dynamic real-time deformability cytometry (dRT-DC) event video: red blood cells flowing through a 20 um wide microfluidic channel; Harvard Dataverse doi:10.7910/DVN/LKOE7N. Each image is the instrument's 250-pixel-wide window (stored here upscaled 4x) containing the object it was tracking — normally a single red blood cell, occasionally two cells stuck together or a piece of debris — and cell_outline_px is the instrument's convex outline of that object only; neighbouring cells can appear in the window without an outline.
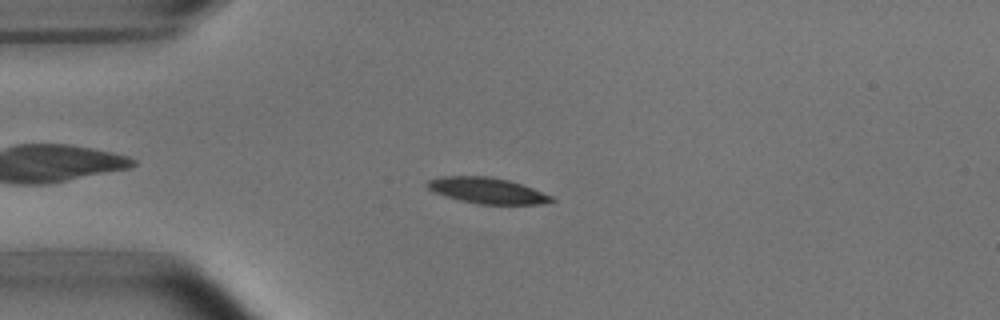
{"species": "common noctule bat (a hibernating species)", "species_latin": "Nyctalus noctula", "temperature_condition": "room temperature", "stored_images_in_passage": 41, "camera_frame_rate_fps": 3000, "um_per_image_px": 0.085, "animal": {"sex": "male", "body_mass_g": 15.6}, "frame": {"image": 1, "passage_image": 1, "time_ms": 0.0, "image_size_px": [1000, 320], "cell_outline_px": [[556, 200], [544, 204], [480, 204], [460, 200], [444, 196], [428, 188], [424, 184], [428, 180], [440, 176], [488, 176], [508, 180], [532, 188], [552, 196]], "centroid_in_image_um": [41.39, 16.19], "position_along_channel_um": 43.6, "area_um2": 18.67}}
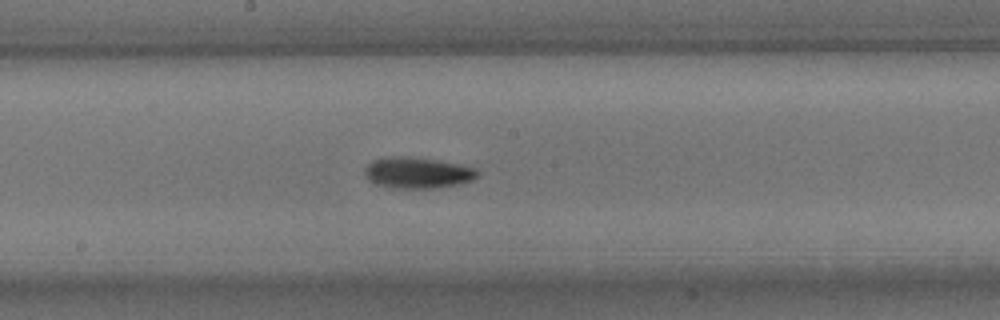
{"frame": {"image": 2, "passage_image": 16, "time_ms": 5.0, "image_size_px": [1000, 320], "cell_outline_px": [[480, 172], [472, 180], [460, 184], [436, 188], [392, 188], [376, 184], [368, 180], [364, 172], [364, 168], [372, 160], [392, 156], [404, 156], [436, 160], [476, 168]], "centroid_in_image_um": [35.46, 14.69], "position_along_channel_um": 212.7, "area_um2": 20.4}}
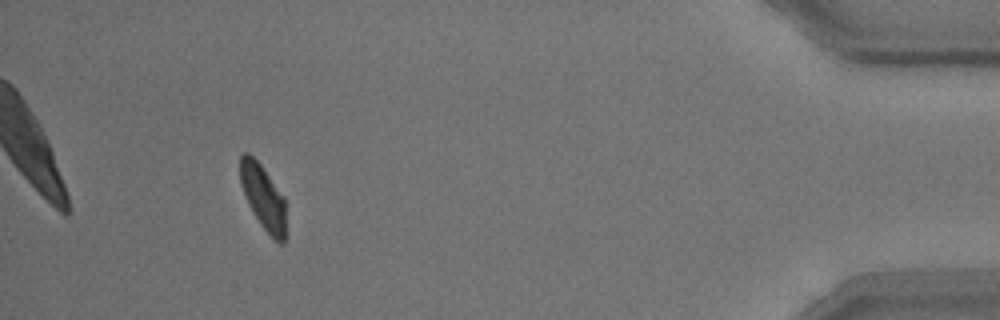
{"frame": {"image": 3, "passage_image": 37, "time_ms": 12.0, "image_size_px": [1000, 320], "cell_outline_px": [[288, 236], [284, 244], [280, 244], [260, 224], [248, 204], [240, 184], [240, 156], [244, 152], [248, 152], [260, 164], [284, 196]], "centroid_in_image_um": [22.41, 16.81], "position_along_channel_um": 412.8, "area_um2": 17.57}, "authors_computed_cell_mechanics": {"area_um2": 19.1318, "velocity_mm_per_s": 3.7643, "shape_relaxation_time_tau1_ms": 3.0035, "shape_relaxation_time_tau2_ms": null, "deformation_change_tau1": 0.1286, "deformation_change_tau2": null}}